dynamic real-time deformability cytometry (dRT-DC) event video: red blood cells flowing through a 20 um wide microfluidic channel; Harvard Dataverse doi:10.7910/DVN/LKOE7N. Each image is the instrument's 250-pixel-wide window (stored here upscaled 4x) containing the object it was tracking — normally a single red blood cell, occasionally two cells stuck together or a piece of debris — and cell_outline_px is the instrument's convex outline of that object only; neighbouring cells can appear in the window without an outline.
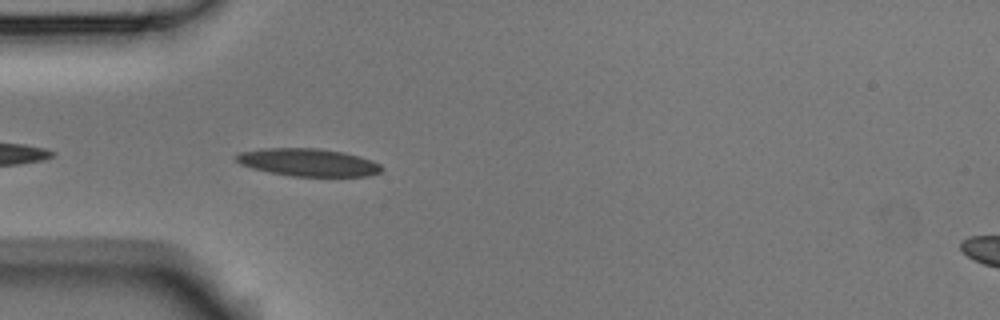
{"species": "Egyptian fruit bat (a non-hibernating species)", "species_latin": "Rousettus aegyptiacus", "temperature_condition": "room temperature", "stored_images_in_passage": 3, "camera_frame_rate_fps": 3000, "um_per_image_px": 0.085, "animal": {"sex": "male"}, "frame": {"image": 1, "passage_image": 3, "time_ms": 0.667, "image_size_px": [1000, 320], "cell_outline_px": [[384, 168], [380, 172], [368, 176], [292, 176], [268, 172], [252, 168], [240, 164], [236, 160], [236, 156], [240, 152], [264, 148], [316, 148], [344, 152], [372, 160], [380, 164]], "centroid_in_image_um": [26.2, 13.8], "position_along_channel_um": 58.8, "area_um2": 23.41}}